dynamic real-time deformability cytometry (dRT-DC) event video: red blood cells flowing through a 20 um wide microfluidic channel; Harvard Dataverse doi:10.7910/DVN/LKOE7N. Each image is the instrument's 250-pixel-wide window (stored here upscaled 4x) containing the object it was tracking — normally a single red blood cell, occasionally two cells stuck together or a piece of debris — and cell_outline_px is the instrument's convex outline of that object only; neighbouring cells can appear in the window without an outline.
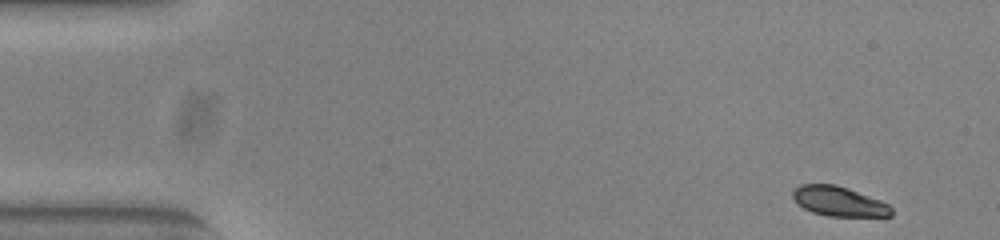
{"species": "common noctule bat (a hibernating species)", "species_latin": "Nyctalus noctula", "temperature_condition": "warm", "stored_images_in_passage": 51, "camera_frame_rate_fps": 3000, "um_per_image_px": 0.085, "animal": {"sex": "female", "body_mass_g": 23.0, "forearm_length_mm": 53.4}, "frame": {"image": 1, "passage_image": 1, "time_ms": 0.0, "image_size_px": [1000, 240], "cell_outline_px": [[892, 216], [828, 216], [812, 212], [796, 204], [792, 196], [792, 192], [800, 184], [836, 184], [848, 188], [880, 200], [888, 204], [892, 208]], "centroid_in_image_um": [71.28, 17.11], "position_along_channel_um": 13.7, "area_um2": 17.11}}
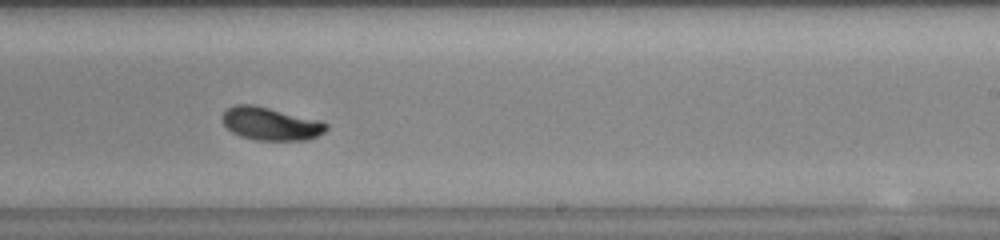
{"frame": {"image": 2, "passage_image": 30, "time_ms": 9.667, "image_size_px": [1000, 240], "cell_outline_px": [[328, 128], [324, 132], [308, 140], [256, 140], [240, 136], [232, 132], [224, 124], [224, 112], [228, 108], [236, 104], [252, 104], [320, 120], [328, 124]], "centroid_in_image_um": [23.03, 10.52], "position_along_channel_um": 266.0, "area_um2": 19.77}}
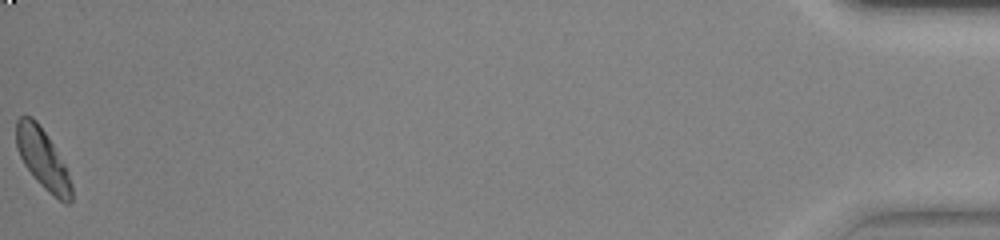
{"frame": {"image": 3, "passage_image": 51, "time_ms": 16.667, "image_size_px": [1000, 240], "cell_outline_px": [[72, 200], [68, 204], [64, 204], [48, 192], [36, 180], [24, 164], [16, 148], [16, 120], [20, 116], [32, 116], [36, 120], [52, 144], [64, 164], [68, 172], [72, 184]], "centroid_in_image_um": [3.63, 13.53], "position_along_channel_um": 431.6, "area_um2": 19.19}, "authors_computed_cell_mechanics": {"area_um2": 19.2474, "velocity_mm_per_s": 3.8424, "shape_relaxation_time_tau1_ms": 2.0793, "shape_relaxation_time_tau2_ms": null, "deformation_change_tau1": 0.1111, "deformation_change_tau2": null}}